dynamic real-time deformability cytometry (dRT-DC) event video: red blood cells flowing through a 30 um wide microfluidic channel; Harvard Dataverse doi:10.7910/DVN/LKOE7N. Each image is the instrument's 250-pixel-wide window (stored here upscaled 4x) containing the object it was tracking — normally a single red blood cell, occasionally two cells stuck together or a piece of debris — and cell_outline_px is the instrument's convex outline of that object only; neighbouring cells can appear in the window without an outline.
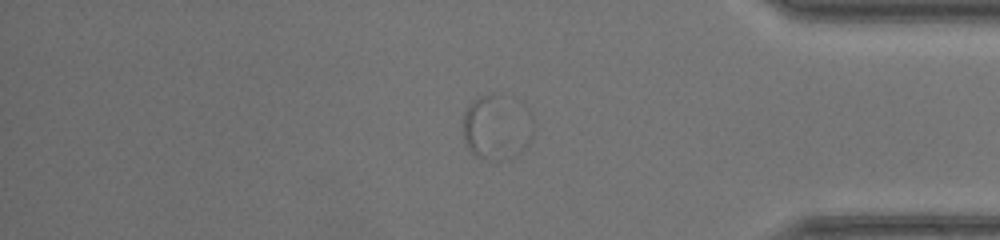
{"species": "common noctule bat (a hibernating species)", "species_latin": "Nyctalus noctula", "temperature_condition": "warm", "stored_images_in_passage": 52, "segment_of_instrument_passage": [2, 2], "camera_frame_rate_fps": 3000, "um_per_image_px": 0.085, "animal": {"sex": "female", "body_mass_g": 17.0, "forearm_length_mm": 48.0}, "frame": {"image": 1, "passage_image": 44, "time_ms": 14.333, "image_size_px": [1000, 240], "cell_outline_px": [[532, 132], [528, 144], [520, 152], [508, 160], [488, 160], [476, 156], [468, 148], [464, 140], [464, 112], [468, 104], [472, 100], [480, 96], [496, 96], [524, 100], [532, 112]], "centroid_in_image_um": [42.27, 10.8], "position_along_channel_um": 392.9, "area_um2": 27.05}}
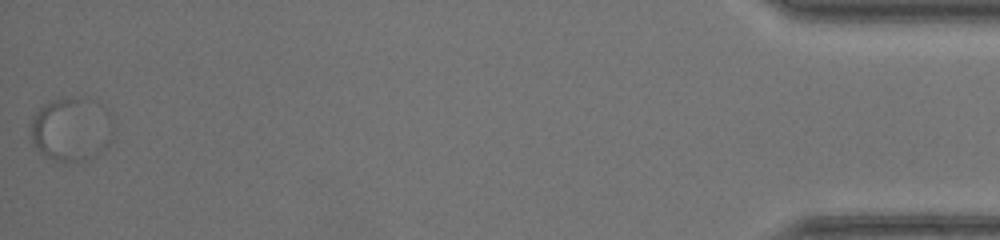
{"frame": {"image": 2, "passage_image": 52, "time_ms": 17.0, "image_size_px": [1000, 240], "cell_outline_px": [[112, 140], [104, 148], [92, 156], [84, 160], [52, 160], [44, 156], [36, 148], [32, 140], [32, 116], [44, 104], [52, 100], [64, 96], [88, 96], [112, 112]], "centroid_in_image_um": [6.09, 10.91], "position_along_channel_um": 429.1, "area_um2": 31.1}}